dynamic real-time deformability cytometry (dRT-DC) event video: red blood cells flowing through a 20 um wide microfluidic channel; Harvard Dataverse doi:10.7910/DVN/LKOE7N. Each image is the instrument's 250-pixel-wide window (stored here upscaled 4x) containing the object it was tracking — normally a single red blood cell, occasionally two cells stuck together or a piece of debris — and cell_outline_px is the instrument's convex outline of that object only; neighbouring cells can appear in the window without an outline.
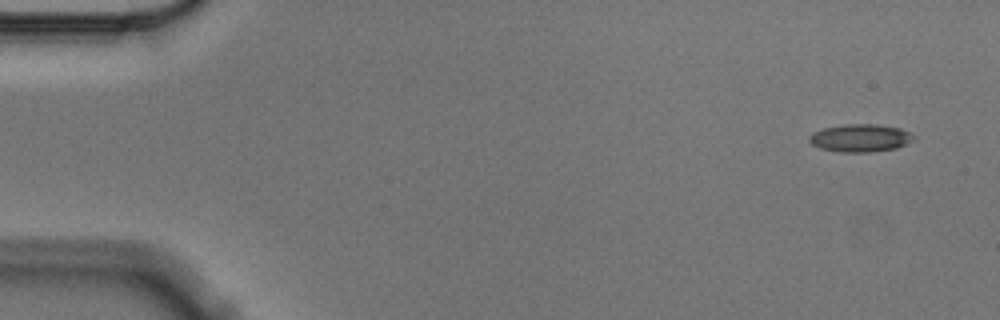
{"species": "Egyptian fruit bat (a non-hibernating species)", "species_latin": "Rousettus aegyptiacus", "temperature_condition": "cold", "stored_images_in_passage": 5, "camera_frame_rate_fps": 3000, "um_per_image_px": 0.085, "animal": {"sex": "male"}, "frame": {"image": 1, "passage_image": 1, "time_ms": 0.0, "image_size_px": [1000, 320], "cell_outline_px": [[916, 136], [912, 140], [896, 148], [868, 152], [836, 152], [820, 148], [812, 144], [808, 140], [808, 136], [812, 132], [824, 128], [844, 124], [876, 124], [900, 128]], "centroid_in_image_um": [73.08, 11.73], "position_along_channel_um": 11.9, "area_um2": 16.88}}
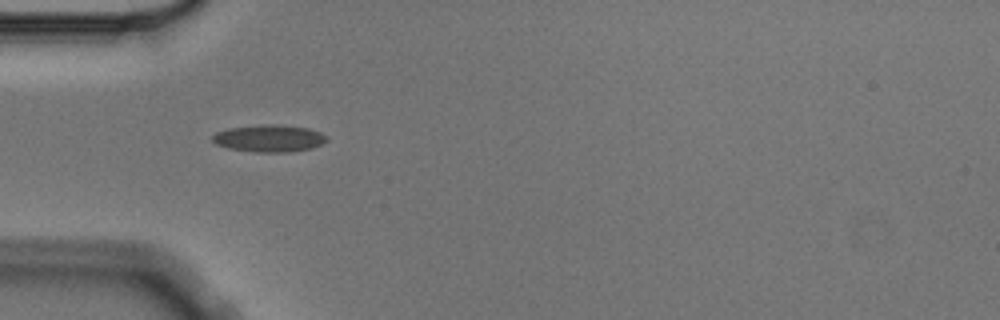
{"frame": {"image": 2, "passage_image": 5, "time_ms": 1.333, "image_size_px": [1000, 320], "cell_outline_px": [[328, 140], [312, 148], [288, 152], [256, 152], [228, 148], [216, 144], [212, 140], [212, 136], [216, 132], [228, 128], [260, 124], [280, 124], [308, 128], [320, 132], [328, 136]], "centroid_in_image_um": [22.88, 11.75], "position_along_channel_um": 62.1, "area_um2": 18.21}}